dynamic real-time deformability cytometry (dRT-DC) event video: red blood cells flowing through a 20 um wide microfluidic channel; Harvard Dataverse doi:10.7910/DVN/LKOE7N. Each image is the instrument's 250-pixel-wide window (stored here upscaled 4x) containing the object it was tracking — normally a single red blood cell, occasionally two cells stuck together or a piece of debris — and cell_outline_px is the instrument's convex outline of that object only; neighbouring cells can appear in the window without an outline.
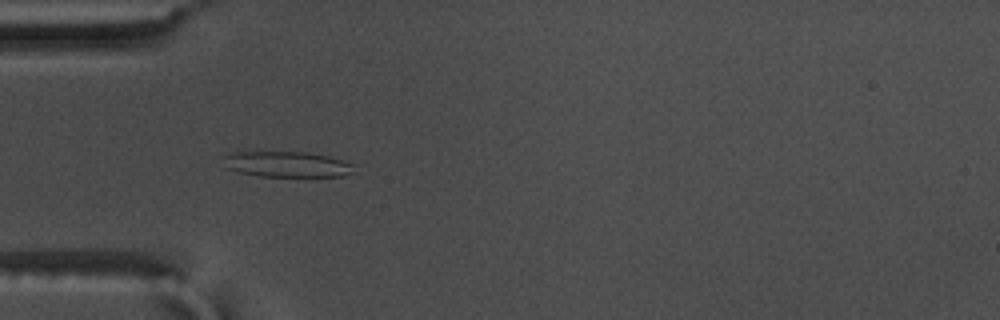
{"species": "common noctule bat (a hibernating species)", "species_latin": "Nyctalus noctula", "temperature_condition": "warm", "stored_images_in_passage": 57, "camera_frame_rate_fps": 3000, "um_per_image_px": 0.085, "animal": {"sex": "male", "body_mass_g": 17.5, "forearm_length_mm": 52.3}, "frame": {"image": 1, "passage_image": 18, "time_ms": 5.667, "image_size_px": [1000, 320], "cell_outline_px": [[356, 172], [344, 176], [260, 176], [240, 172], [224, 168], [220, 156], [228, 152], [308, 152], [328, 156], [356, 164]], "centroid_in_image_um": [24.37, 13.96], "position_along_channel_um": 60.6, "area_um2": 20.0}}
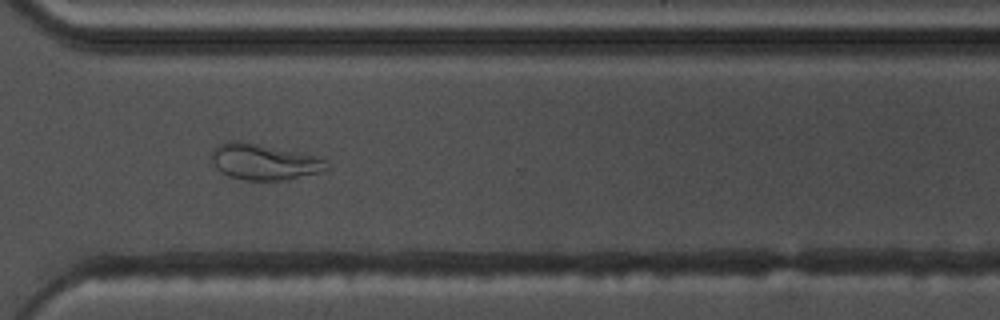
{"frame": {"image": 2, "passage_image": 42, "time_ms": 13.667, "image_size_px": [1000, 320], "cell_outline_px": [[328, 168], [324, 172], [284, 180], [244, 180], [228, 176], [220, 172], [216, 168], [212, 160], [212, 148], [228, 140], [236, 140], [324, 156], [328, 160]], "centroid_in_image_um": [22.51, 13.75], "position_along_channel_um": 348.1, "area_um2": 24.68}}
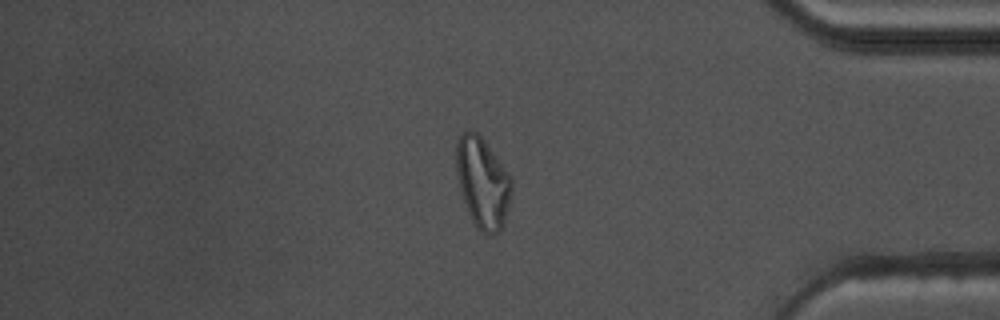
{"frame": {"image": 3, "passage_image": 48, "time_ms": 15.667, "image_size_px": [1000, 320], "cell_outline_px": [[512, 192], [508, 212], [504, 224], [492, 236], [480, 232], [476, 228], [468, 212], [460, 188], [456, 172], [456, 140], [468, 128], [476, 132], [484, 140], [508, 172], [512, 180]], "centroid_in_image_um": [41.03, 15.54], "position_along_channel_um": 394.2, "area_um2": 29.36}, "authors_computed_cell_mechanics": {"area_um2": 23.9292, "velocity_mm_per_s": 3.639, "shape_relaxation_time_tau1_ms": null, "shape_relaxation_time_tau2_ms": 2.6311, "deformation_change_tau1": null, "deformation_change_tau2": 0.1043}}